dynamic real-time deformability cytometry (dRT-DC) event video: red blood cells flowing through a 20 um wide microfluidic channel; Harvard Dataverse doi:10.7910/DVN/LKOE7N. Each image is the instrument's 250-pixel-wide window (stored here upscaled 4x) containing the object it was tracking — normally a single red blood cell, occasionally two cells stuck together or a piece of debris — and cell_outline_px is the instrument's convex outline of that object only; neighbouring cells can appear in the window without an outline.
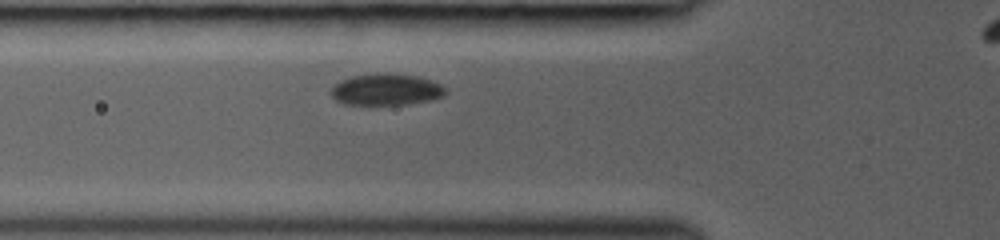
{"species": "common noctule bat (a hibernating species)", "species_latin": "Nyctalus noctula", "temperature_condition": "room temperature", "stored_images_in_passage": 26, "camera_frame_rate_fps": 3000, "um_per_image_px": 0.085, "animal": {"sex": "female", "body_mass_g": 19.0, "forearm_length_mm": 53.3}, "frame": {"image": 1, "passage_image": 2, "time_ms": 0.333, "image_size_px": [1000, 240], "cell_outline_px": [[448, 92], [444, 96], [432, 100], [408, 104], [344, 104], [336, 100], [332, 96], [332, 88], [340, 80], [352, 76], [416, 76], [440, 84], [448, 88]], "centroid_in_image_um": [32.88, 7.67], "position_along_channel_um": 92.9, "area_um2": 20.11}}
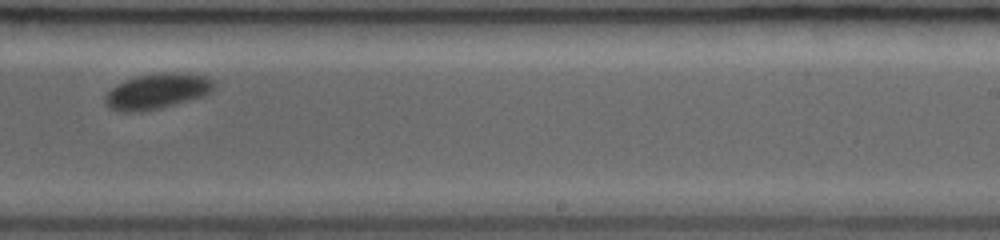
{"frame": {"image": 2, "passage_image": 15, "time_ms": 4.667, "image_size_px": [1000, 240], "cell_outline_px": [[216, 88], [212, 92], [204, 96], [160, 108], [140, 112], [120, 112], [108, 108], [104, 104], [104, 96], [116, 84], [124, 80], [136, 76], [164, 72], [172, 72], [204, 76], [212, 80], [216, 84]], "centroid_in_image_um": [13.33, 7.77], "position_along_channel_um": 275.7, "area_um2": 22.72}}
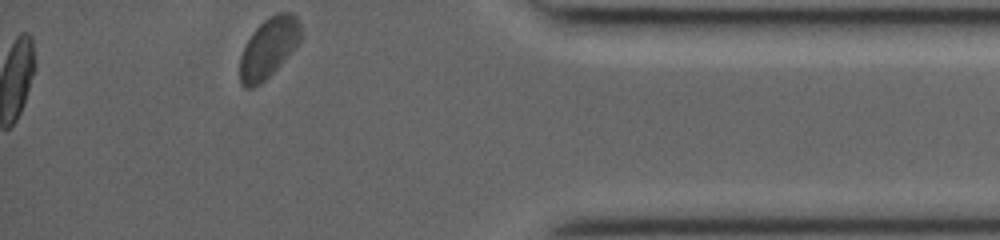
{"frame": {"image": 3, "passage_image": 26, "time_ms": 8.333, "image_size_px": [1000, 240], "cell_outline_px": [[300, 40], [280, 64], [260, 84], [252, 88], [244, 88], [240, 84], [240, 56], [252, 32], [264, 20], [280, 12], [292, 12], [300, 20]], "centroid_in_image_um": [22.81, 4.06], "position_along_channel_um": 412.4, "area_um2": 20.87}}